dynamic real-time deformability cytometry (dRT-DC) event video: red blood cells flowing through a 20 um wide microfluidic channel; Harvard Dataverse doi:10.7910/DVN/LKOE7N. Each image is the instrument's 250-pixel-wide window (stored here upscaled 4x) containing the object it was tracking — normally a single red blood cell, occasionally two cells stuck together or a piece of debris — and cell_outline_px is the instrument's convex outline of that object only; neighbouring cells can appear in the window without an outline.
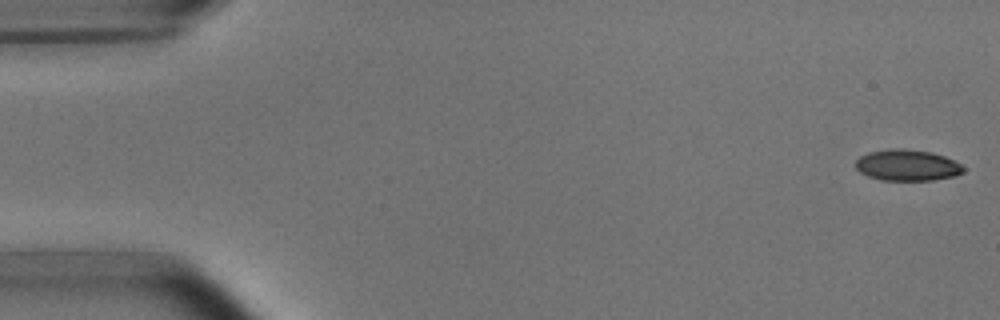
{"species": "common noctule bat (a hibernating species)", "species_latin": "Nyctalus noctula", "temperature_condition": "room temperature", "stored_images_in_passage": 6, "camera_frame_rate_fps": 3000, "um_per_image_px": 0.085, "animal": {"sex": "male", "body_mass_g": 15.6}, "frame": {"image": 1, "passage_image": 1, "time_ms": 0.0, "image_size_px": [1000, 320], "cell_outline_px": [[964, 172], [956, 176], [932, 180], [880, 180], [868, 176], [860, 172], [856, 168], [856, 160], [860, 156], [868, 152], [892, 148], [904, 148], [932, 152], [944, 156], [960, 164], [964, 168]], "centroid_in_image_um": [77.11, 14.04], "position_along_channel_um": 7.9, "area_um2": 19.65}}
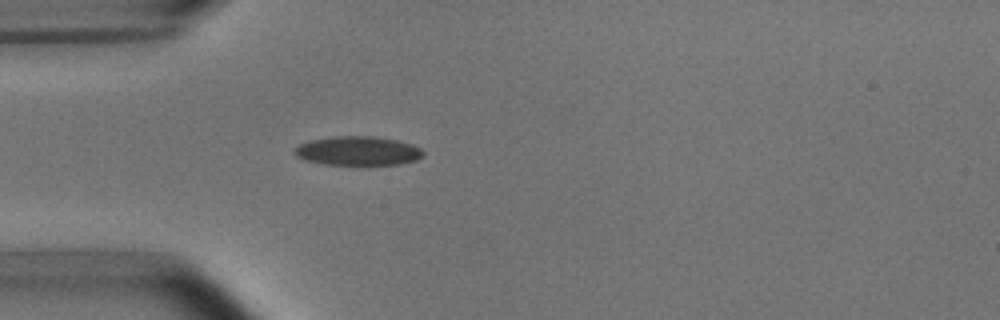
{"frame": {"image": 2, "passage_image": 5, "time_ms": 4.667, "image_size_px": [1000, 320], "cell_outline_px": [[424, 156], [416, 160], [396, 164], [324, 164], [304, 160], [296, 156], [292, 152], [300, 144], [312, 140], [336, 136], [372, 136], [396, 140], [412, 144], [420, 148], [424, 152]], "centroid_in_image_um": [30.42, 12.82], "position_along_channel_um": 54.6, "area_um2": 21.56}}